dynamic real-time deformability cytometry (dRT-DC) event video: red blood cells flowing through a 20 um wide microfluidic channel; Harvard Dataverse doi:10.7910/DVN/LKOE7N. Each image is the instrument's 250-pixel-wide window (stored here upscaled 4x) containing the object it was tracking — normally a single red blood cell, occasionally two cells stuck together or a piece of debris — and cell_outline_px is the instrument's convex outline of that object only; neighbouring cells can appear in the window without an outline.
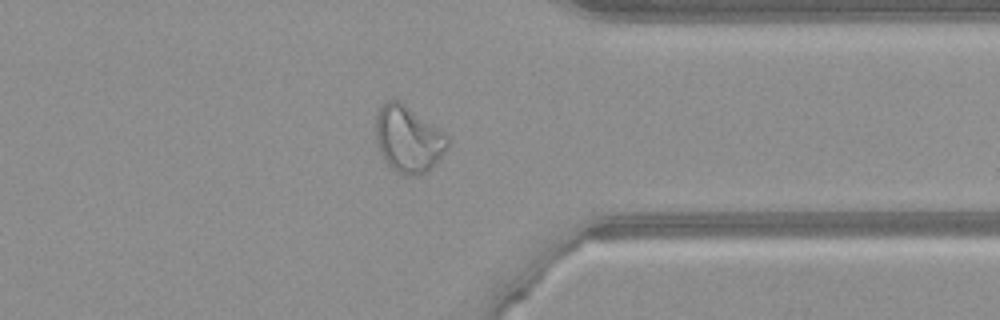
{"species": "common noctule bat (a hibernating species)", "species_latin": "Nyctalus noctula", "temperature_condition": "warm", "stored_images_in_passage": 42, "camera_frame_rate_fps": 3000, "um_per_image_px": 0.085, "animal": {"sex": "female", "body_mass_g": 21.9}, "frame": {"image": 1, "passage_image": 30, "time_ms": 9.667, "image_size_px": [1000, 320], "cell_outline_px": [[448, 144], [444, 152], [432, 168], [428, 172], [420, 176], [408, 176], [392, 168], [384, 160], [380, 152], [376, 140], [376, 112], [388, 100], [400, 100], [444, 132], [448, 136]], "centroid_in_image_um": [34.7, 11.83], "position_along_channel_um": 376.7, "area_um2": 27.86}}